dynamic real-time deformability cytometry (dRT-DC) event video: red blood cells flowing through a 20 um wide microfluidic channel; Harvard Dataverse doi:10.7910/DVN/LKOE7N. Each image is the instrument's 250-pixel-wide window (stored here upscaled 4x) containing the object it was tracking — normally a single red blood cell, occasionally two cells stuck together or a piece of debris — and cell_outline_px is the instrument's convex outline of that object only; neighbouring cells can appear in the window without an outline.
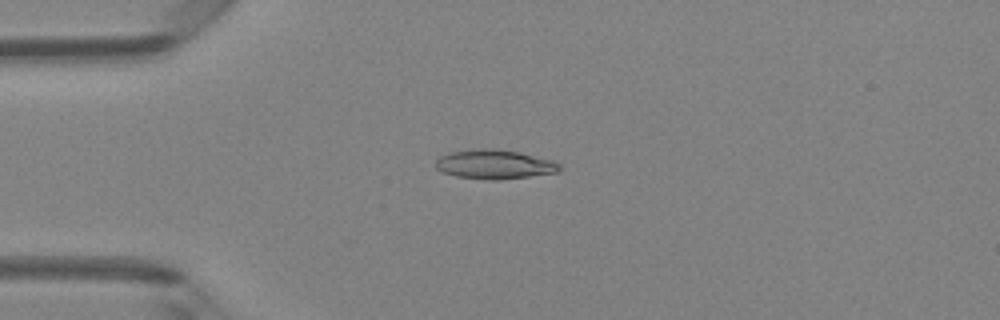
{"species": "Egyptian fruit bat (a non-hibernating species)", "species_latin": "Rousettus aegyptiacus", "temperature_condition": "room temperature", "stored_images_in_passage": 18, "camera_frame_rate_fps": 3000, "um_per_image_px": 0.085, "animal": {"sex": "female"}, "frame": {"image": 1, "passage_image": 12, "time_ms": 3.667, "image_size_px": [1000, 320], "cell_outline_px": [[560, 172], [496, 180], [488, 180], [456, 176], [440, 172], [436, 168], [436, 160], [440, 156], [448, 152], [472, 148], [496, 148], [520, 152], [552, 160], [560, 164]], "centroid_in_image_um": [41.99, 13.95], "position_along_channel_um": 43.0, "area_um2": 21.39}}
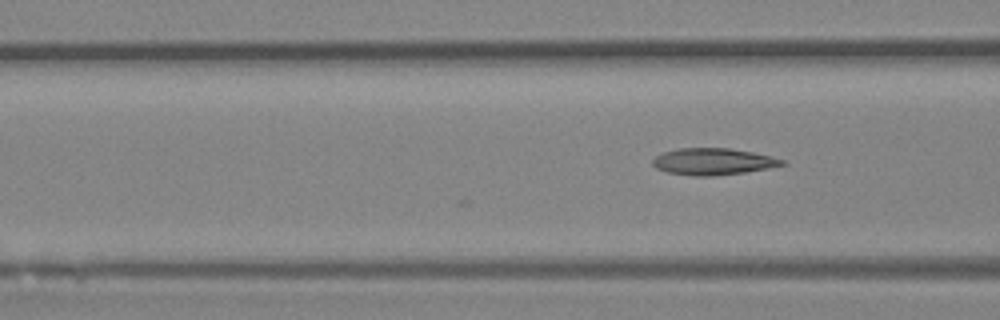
{"frame": {"image": 2, "passage_image": 18, "time_ms": 5.667, "image_size_px": [1000, 320], "cell_outline_px": [[784, 164], [768, 168], [744, 172], [712, 176], [692, 176], [668, 172], [656, 168], [652, 164], [652, 160], [656, 156], [664, 152], [676, 148], [728, 148], [752, 152], [784, 160]], "centroid_in_image_um": [60.55, 13.73], "position_along_channel_um": 106.0, "area_um2": 19.88}}